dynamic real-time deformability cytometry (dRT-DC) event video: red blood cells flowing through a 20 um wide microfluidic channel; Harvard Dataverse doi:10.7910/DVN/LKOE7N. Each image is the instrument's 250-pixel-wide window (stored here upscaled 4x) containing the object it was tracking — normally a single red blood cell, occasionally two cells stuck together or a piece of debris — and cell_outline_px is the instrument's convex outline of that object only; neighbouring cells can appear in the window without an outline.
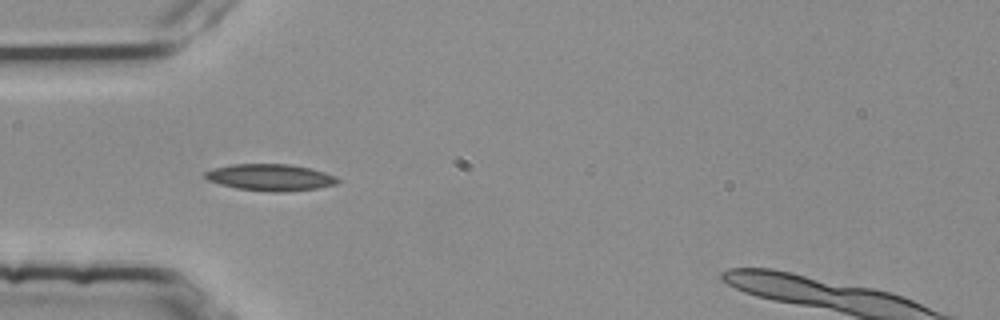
{"species": "common noctule bat (a hibernating species)", "species_latin": "Nyctalus noctula", "temperature_condition": "room temperature", "stored_images_in_passage": 2, "camera_frame_rate_fps": 3000, "um_per_image_px": 0.085, "animal": {"sex": "female", "body_mass_g": 25.1}, "frame": {"image": 1, "passage_image": 1, "time_ms": 0.0, "image_size_px": [1000, 320], "cell_outline_px": [[340, 180], [336, 184], [320, 188], [284, 192], [272, 192], [236, 188], [220, 184], [208, 180], [204, 176], [204, 172], [212, 168], [232, 164], [288, 164], [308, 168], [324, 172], [336, 176]], "centroid_in_image_um": [22.97, 15.08], "position_along_channel_um": 62.0, "area_um2": 20.63}}